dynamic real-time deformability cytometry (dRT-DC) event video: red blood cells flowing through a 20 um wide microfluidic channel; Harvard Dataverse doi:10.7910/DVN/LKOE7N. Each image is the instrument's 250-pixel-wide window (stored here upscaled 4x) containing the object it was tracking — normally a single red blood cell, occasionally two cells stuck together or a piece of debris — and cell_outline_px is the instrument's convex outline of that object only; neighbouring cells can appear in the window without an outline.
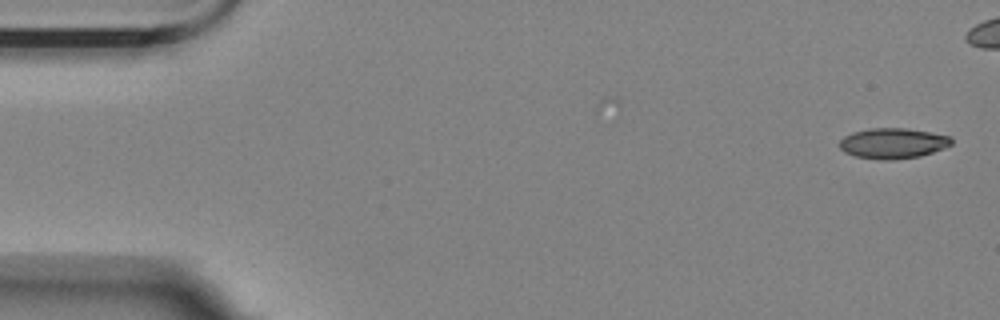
{"species": "Egyptian fruit bat (a non-hibernating species)", "species_latin": "Rousettus aegyptiacus", "temperature_condition": "room temperature", "stored_images_in_passage": 47, "camera_frame_rate_fps": 3000, "um_per_image_px": 0.085, "animal": {"sex": "female"}, "frame": {"image": 1, "passage_image": 1, "time_ms": 0.0, "image_size_px": [1000, 320], "cell_outline_px": [[952, 144], [944, 148], [920, 156], [892, 160], [880, 160], [856, 156], [844, 152], [840, 148], [840, 140], [844, 136], [852, 132], [868, 128], [904, 128], [952, 136]], "centroid_in_image_um": [75.89, 12.18], "position_along_channel_um": 9.1, "area_um2": 19.88}}
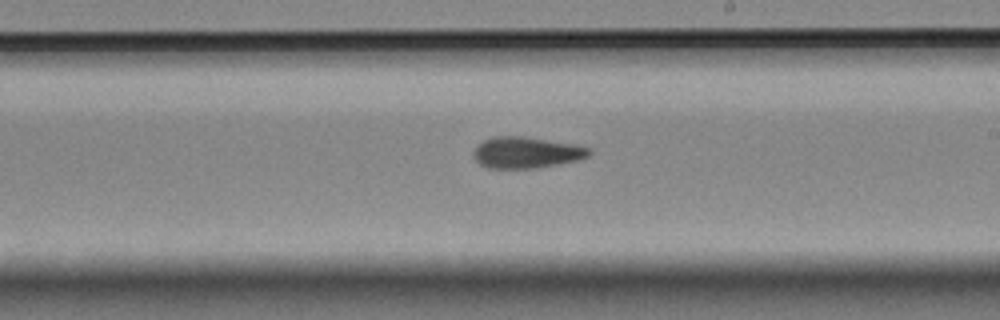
{"frame": {"image": 2, "passage_image": 31, "time_ms": 10.0, "image_size_px": [1000, 320], "cell_outline_px": [[592, 152], [588, 156], [576, 160], [536, 168], [488, 168], [480, 164], [476, 160], [472, 152], [476, 144], [492, 136], [524, 136], [576, 144], [588, 148]], "centroid_in_image_um": [44.69, 12.95], "position_along_channel_um": 244.3, "area_um2": 21.1}}
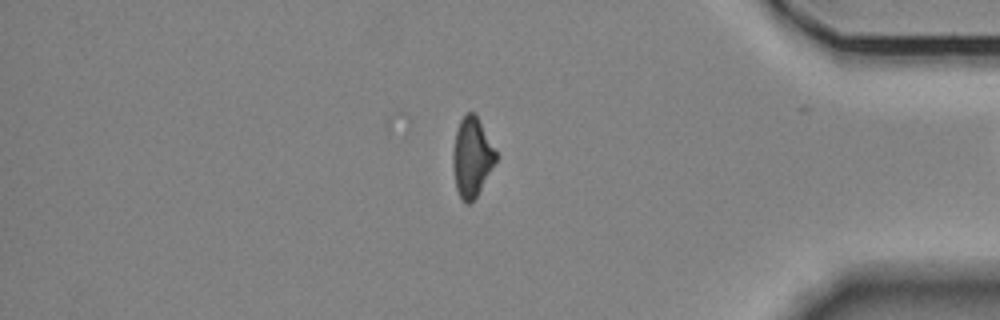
{"frame": {"image": 3, "passage_image": 46, "time_ms": 15.0, "image_size_px": [1000, 320], "cell_outline_px": [[496, 160], [476, 196], [468, 204], [460, 196], [456, 188], [452, 164], [452, 152], [456, 132], [460, 120], [468, 112], [476, 112], [496, 152]], "centroid_in_image_um": [40.09, 13.3], "position_along_channel_um": 395.1, "area_um2": 19.48}}